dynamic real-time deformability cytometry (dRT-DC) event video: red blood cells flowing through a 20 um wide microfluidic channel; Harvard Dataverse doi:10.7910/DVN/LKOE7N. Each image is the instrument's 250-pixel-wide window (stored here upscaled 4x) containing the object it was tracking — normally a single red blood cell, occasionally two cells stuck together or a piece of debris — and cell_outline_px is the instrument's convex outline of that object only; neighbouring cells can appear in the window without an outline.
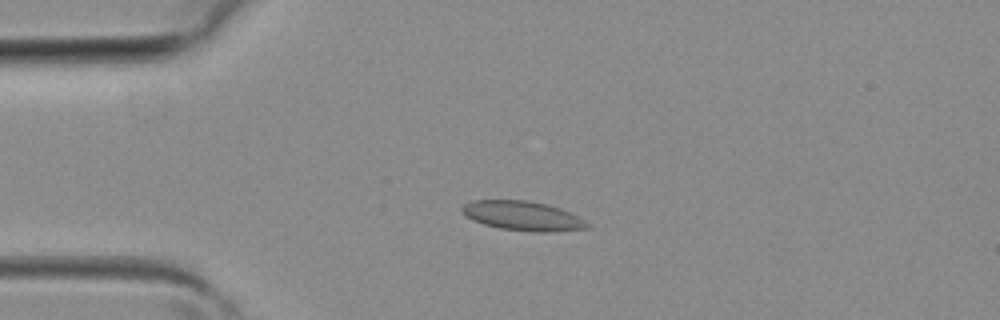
{"species": "common noctule bat (a hibernating species)", "species_latin": "Nyctalus noctula", "temperature_condition": "room temperature", "stored_images_in_passage": 2, "camera_frame_rate_fps": 3000, "um_per_image_px": 0.085, "animal": {"sex": "female", "body_mass_g": 19.3, "forearm_length_mm": 54.1}, "frame": {"image": 1, "passage_image": 2, "time_ms": 0.333, "image_size_px": [1000, 320], "cell_outline_px": [[592, 228], [556, 232], [532, 232], [500, 228], [484, 224], [472, 220], [464, 216], [460, 208], [464, 204], [472, 200], [528, 200], [548, 204], [560, 208], [592, 224]], "centroid_in_image_um": [44.45, 18.35], "position_along_channel_um": 40.6, "area_um2": 21.79}}